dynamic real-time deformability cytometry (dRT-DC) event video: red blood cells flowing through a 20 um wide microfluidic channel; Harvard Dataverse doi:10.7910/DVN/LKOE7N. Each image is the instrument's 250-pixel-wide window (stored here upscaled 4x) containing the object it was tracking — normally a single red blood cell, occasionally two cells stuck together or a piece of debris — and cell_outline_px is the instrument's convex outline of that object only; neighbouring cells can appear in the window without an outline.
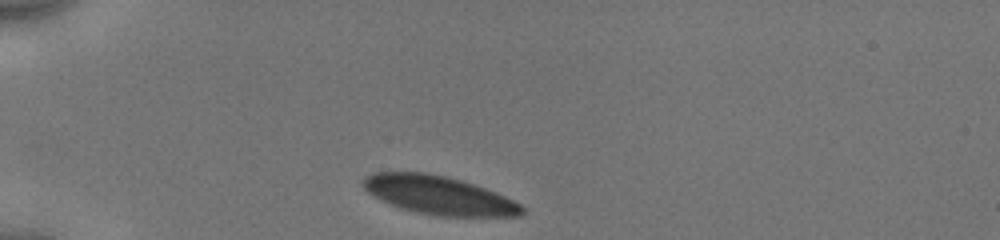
{"species": "human", "species_latin": "Homo sapiens", "temperature_condition": "cold", "stored_images_in_passage": 17, "camera_frame_rate_fps": 3000, "um_per_image_px": 0.085, "donor": {"sex": "male"}, "frame": {"image": 1, "passage_image": 1, "time_ms": 0.0, "image_size_px": [1000, 240], "cell_outline_px": [[524, 212], [520, 216], [436, 216], [416, 212], [380, 200], [372, 196], [364, 188], [360, 180], [364, 176], [372, 172], [428, 172], [460, 180], [496, 192], [520, 204], [524, 208]], "centroid_in_image_um": [37.25, 16.58], "position_along_channel_um": 47.8, "area_um2": 35.49}}
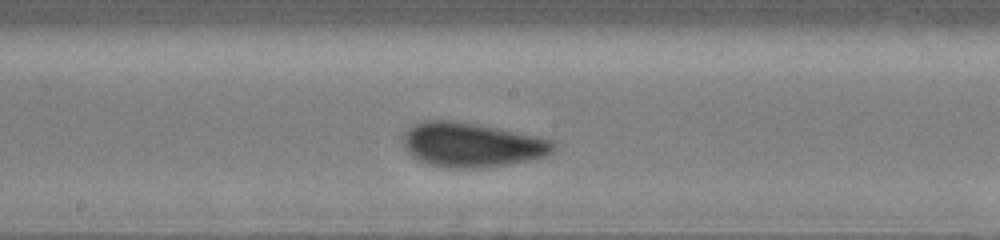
{"frame": {"image": 2, "passage_image": 10, "time_ms": 5.0, "image_size_px": [1000, 240], "cell_outline_px": [[556, 148], [548, 156], [508, 164], [480, 168], [444, 168], [428, 164], [412, 156], [408, 152], [404, 144], [404, 132], [416, 124], [424, 120], [452, 120], [480, 124], [556, 140]], "centroid_in_image_um": [40.15, 12.31], "position_along_channel_um": 208.1, "area_um2": 39.13}}
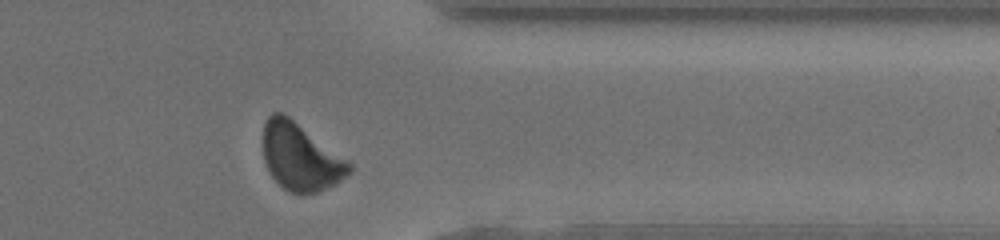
{"frame": {"image": 3, "passage_image": 17, "time_ms": 9.667, "image_size_px": [1000, 240], "cell_outline_px": [[352, 172], [336, 184], [316, 192], [300, 196], [284, 188], [272, 176], [264, 160], [264, 124], [268, 116], [272, 112], [284, 112], [352, 164]], "centroid_in_image_um": [25.55, 13.34], "position_along_channel_um": 385.9, "area_um2": 33.58}, "authors_computed_cell_mechanics": {"area_um2": 36.8764, "velocity_mm_per_s": 3.8971, "shape_relaxation_time_tau1_ms": 1.8, "shape_relaxation_time_tau2_ms": null, "deformation_change_tau1": 0.0941, "deformation_change_tau2": null}}